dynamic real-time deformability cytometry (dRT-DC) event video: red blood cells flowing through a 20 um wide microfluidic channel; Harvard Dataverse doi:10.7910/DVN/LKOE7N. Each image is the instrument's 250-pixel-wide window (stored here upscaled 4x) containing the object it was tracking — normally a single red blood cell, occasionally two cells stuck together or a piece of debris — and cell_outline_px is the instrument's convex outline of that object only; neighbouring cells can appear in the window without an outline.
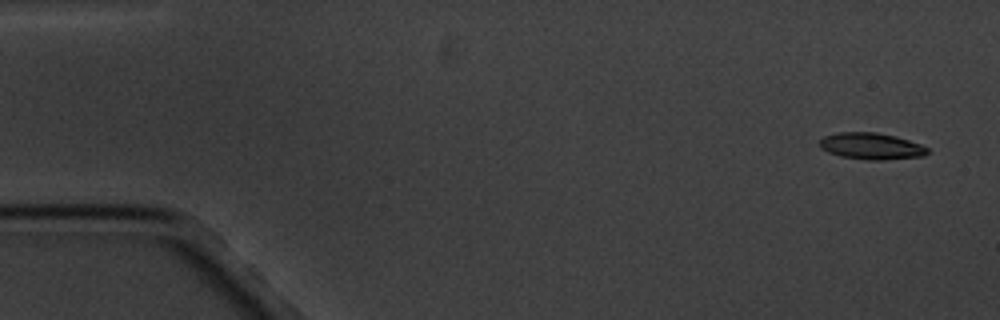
{"species": "common noctule bat (a hibernating species)", "species_latin": "Nyctalus noctula", "temperature_condition": "cold", "stored_images_in_passage": 5, "camera_frame_rate_fps": 3000, "um_per_image_px": 0.085, "animal": {"sex": "male", "body_mass_g": 20.1, "forearm_length_mm": 53.5}, "frame": {"image": 1, "passage_image": 1, "time_ms": 0.0, "image_size_px": [1000, 320], "cell_outline_px": [[928, 152], [924, 156], [884, 160], [868, 160], [840, 156], [828, 152], [820, 148], [820, 140], [824, 136], [840, 132], [876, 132], [896, 136], [920, 144], [928, 148]], "centroid_in_image_um": [74.06, 12.42], "position_along_channel_um": 10.9, "area_um2": 16.7}}
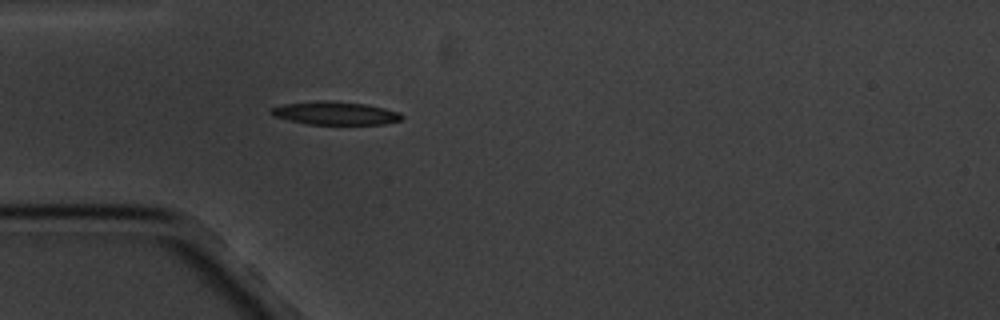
{"frame": {"image": 2, "passage_image": 5, "time_ms": 4.667, "image_size_px": [1000, 320], "cell_outline_px": [[404, 116], [400, 120], [384, 124], [308, 124], [276, 116], [268, 112], [272, 108], [284, 104], [316, 100], [328, 100], [364, 104], [384, 108], [400, 112]], "centroid_in_image_um": [28.52, 9.61], "position_along_channel_um": 56.5, "area_um2": 17.46}}